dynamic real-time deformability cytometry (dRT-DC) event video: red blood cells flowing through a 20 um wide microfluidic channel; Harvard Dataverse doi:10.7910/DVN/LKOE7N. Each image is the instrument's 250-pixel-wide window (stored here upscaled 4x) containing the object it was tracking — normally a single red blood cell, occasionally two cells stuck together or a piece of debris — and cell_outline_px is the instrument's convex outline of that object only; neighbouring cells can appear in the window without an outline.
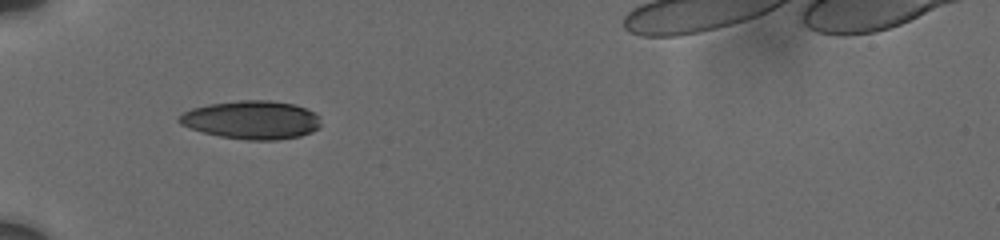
{"species": "human", "species_latin": "Homo sapiens", "temperature_condition": "cold", "stored_images_in_passage": 7, "camera_frame_rate_fps": 3000, "um_per_image_px": 0.085, "donor": {"sex": "male"}, "frame": {"image": 1, "passage_image": 2, "time_ms": 0.667, "image_size_px": [1000, 240], "cell_outline_px": [[320, 128], [312, 132], [300, 136], [276, 140], [248, 140], [220, 136], [204, 132], [180, 124], [176, 120], [184, 112], [192, 108], [208, 104], [240, 100], [272, 100], [292, 104], [304, 108], [320, 116]], "centroid_in_image_um": [21.41, 10.19], "position_along_channel_um": 63.6, "area_um2": 31.62}}
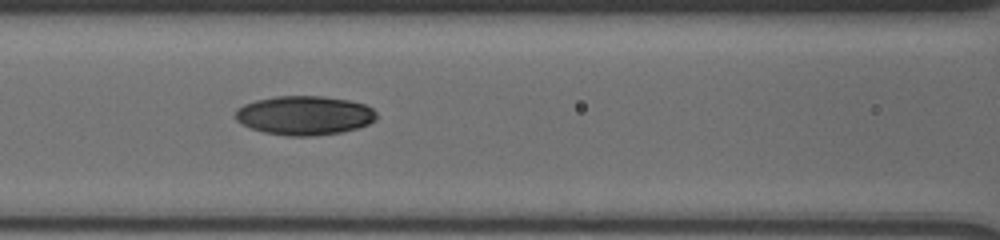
{"frame": {"image": 2, "passage_image": 6, "time_ms": 3.0, "image_size_px": [1000, 240], "cell_outline_px": [[376, 120], [368, 124], [356, 128], [340, 132], [316, 136], [288, 136], [264, 132], [252, 128], [236, 120], [236, 108], [244, 104], [256, 100], [276, 96], [324, 96], [348, 100], [364, 104], [372, 108], [376, 112]], "centroid_in_image_um": [25.88, 9.8], "position_along_channel_um": 140.7, "area_um2": 32.08}}
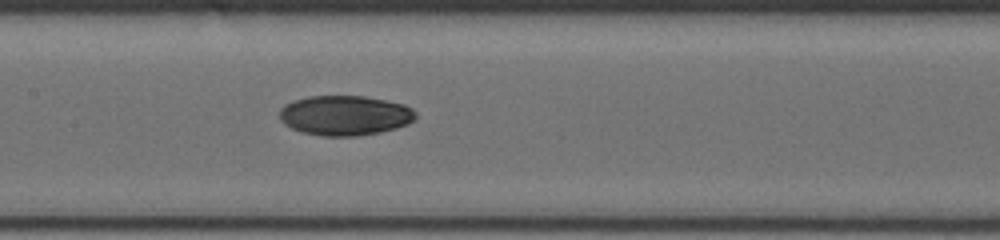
{"frame": {"image": 3, "passage_image": 7, "time_ms": 4.0, "image_size_px": [1000, 240], "cell_outline_px": [[416, 120], [408, 124], [396, 128], [380, 132], [356, 136], [320, 136], [300, 132], [284, 124], [280, 120], [280, 108], [284, 104], [308, 96], [364, 96], [404, 104], [412, 108], [416, 112]], "centroid_in_image_um": [29.32, 9.82], "position_along_channel_um": 178.1, "area_um2": 31.85}}